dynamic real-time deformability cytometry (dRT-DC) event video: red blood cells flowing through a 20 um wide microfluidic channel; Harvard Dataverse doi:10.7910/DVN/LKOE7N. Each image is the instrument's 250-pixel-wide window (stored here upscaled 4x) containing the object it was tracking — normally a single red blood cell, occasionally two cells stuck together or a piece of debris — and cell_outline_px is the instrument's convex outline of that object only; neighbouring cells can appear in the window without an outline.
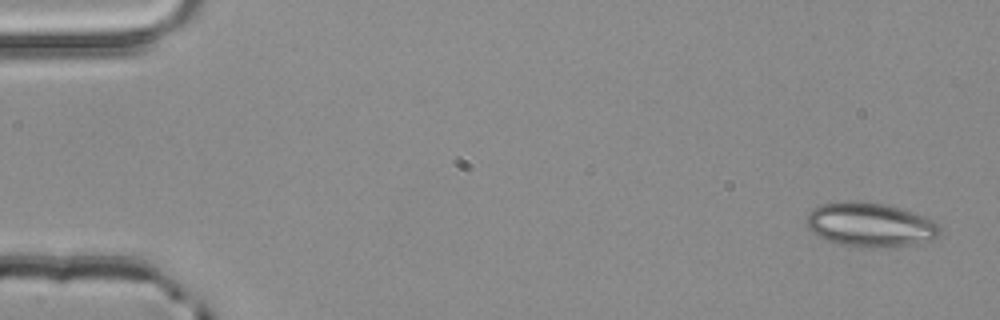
{"species": "common noctule bat (a hibernating species)", "species_latin": "Nyctalus noctula", "temperature_condition": "room temperature", "stored_images_in_passage": 4, "camera_frame_rate_fps": 3000, "um_per_image_px": 0.085, "animal": {"sex": "male", "body_mass_g": 20.4}, "frame": {"image": 1, "passage_image": 1, "time_ms": 0.0, "image_size_px": [1000, 320], "cell_outline_px": [[940, 232], [932, 240], [912, 244], [884, 248], [860, 248], [840, 244], [816, 236], [808, 228], [808, 212], [820, 204], [844, 200], [852, 200], [884, 204], [900, 208], [924, 216], [932, 220], [940, 228]], "centroid_in_image_um": [73.93, 19.11], "position_along_channel_um": 11.1, "area_um2": 34.51}}